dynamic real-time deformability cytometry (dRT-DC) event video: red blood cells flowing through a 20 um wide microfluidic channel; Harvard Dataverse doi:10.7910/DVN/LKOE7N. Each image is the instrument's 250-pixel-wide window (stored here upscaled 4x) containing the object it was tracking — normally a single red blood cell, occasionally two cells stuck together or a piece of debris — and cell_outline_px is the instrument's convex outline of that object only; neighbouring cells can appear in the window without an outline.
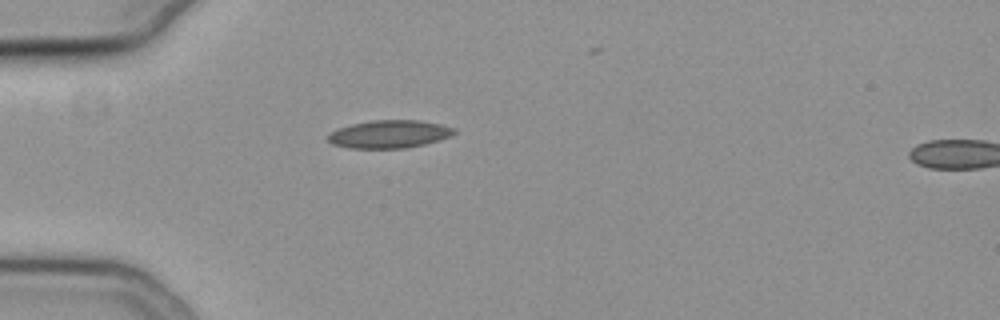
{"species": "common noctule bat (a hibernating species)", "species_latin": "Nyctalus noctula", "temperature_condition": "cold", "stored_images_in_passage": 33, "camera_frame_rate_fps": 3000, "um_per_image_px": 0.085, "animal": {"sex": "female", "body_mass_g": 19.3, "forearm_length_mm": 54.1}, "frame": {"image": 1, "passage_image": 1, "time_ms": 0.0, "image_size_px": [1000, 320], "cell_outline_px": [[456, 132], [452, 136], [440, 140], [424, 144], [404, 148], [348, 148], [332, 144], [328, 140], [328, 136], [332, 132], [340, 128], [352, 124], [372, 120], [420, 120], [440, 124], [456, 128]], "centroid_in_image_um": [33.14, 11.4], "position_along_channel_um": 51.9, "area_um2": 20.46}}
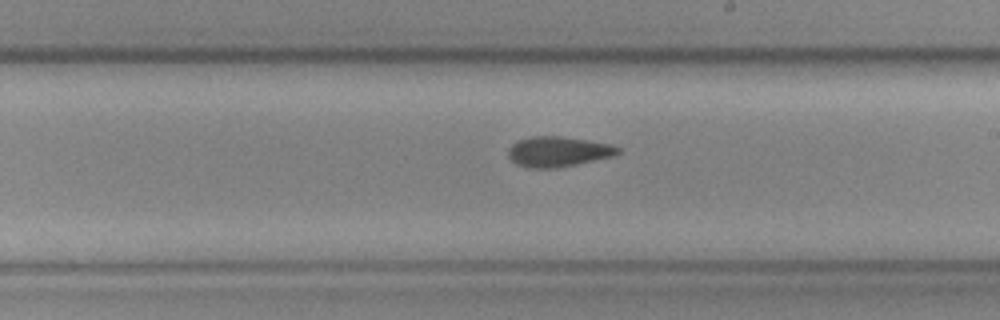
{"frame": {"image": 2, "passage_image": 17, "time_ms": 5.333, "image_size_px": [1000, 320], "cell_outline_px": [[620, 152], [616, 156], [556, 168], [528, 168], [516, 164], [508, 156], [508, 148], [516, 140], [532, 136], [560, 136], [588, 140], [612, 144], [620, 148]], "centroid_in_image_um": [47.44, 12.88], "position_along_channel_um": 241.6, "area_um2": 19.54}}
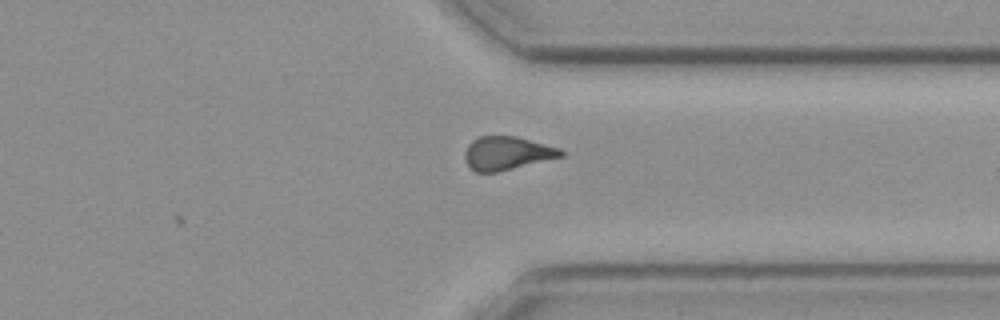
{"frame": {"image": 3, "passage_image": 27, "time_ms": 8.667, "image_size_px": [1000, 320], "cell_outline_px": [[564, 156], [496, 172], [476, 172], [468, 164], [464, 156], [464, 152], [468, 144], [472, 140], [480, 136], [516, 136], [560, 148], [564, 152]], "centroid_in_image_um": [43.09, 13.01], "position_along_channel_um": 368.3, "area_um2": 18.55}, "authors_computed_cell_mechanics": {"area_um2": 19.1318, "velocity_mm_per_s": 3.8005, "shape_relaxation_time_tau1_ms": null, "shape_relaxation_time_tau2_ms": 4.9843, "deformation_change_tau1": null, "deformation_change_tau2": 0.1218}}